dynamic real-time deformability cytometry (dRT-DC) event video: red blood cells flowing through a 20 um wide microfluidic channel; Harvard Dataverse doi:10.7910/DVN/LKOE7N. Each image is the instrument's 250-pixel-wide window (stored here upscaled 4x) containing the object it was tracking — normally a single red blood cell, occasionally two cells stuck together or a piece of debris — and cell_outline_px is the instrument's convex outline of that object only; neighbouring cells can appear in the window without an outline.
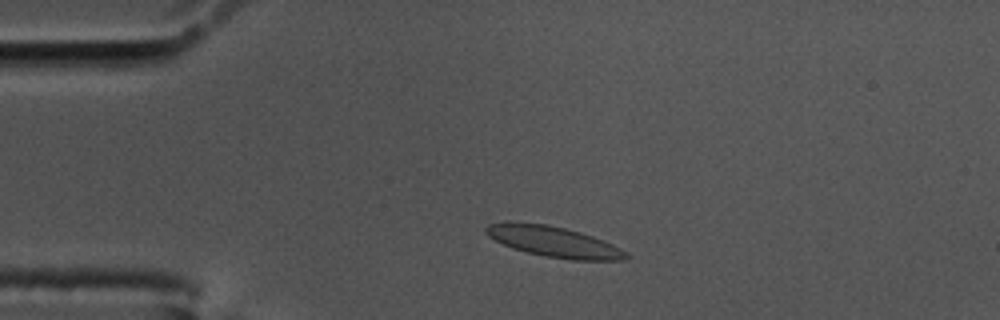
{"species": "common noctule bat (a hibernating species)", "species_latin": "Nyctalus noctula", "temperature_condition": "cold", "stored_images_in_passage": 52, "camera_frame_rate_fps": 3000, "um_per_image_px": 0.085, "animal": {"sex": "male", "body_mass_g": 17.5, "forearm_length_mm": 52.3}, "frame": {"image": 1, "passage_image": 7, "time_ms": 2.0, "image_size_px": [1000, 320], "cell_outline_px": [[632, 256], [624, 260], [572, 260], [544, 256], [512, 248], [488, 236], [484, 232], [484, 228], [488, 224], [504, 220], [516, 220], [548, 224], [580, 232], [592, 236], [612, 244], [628, 252]], "centroid_in_image_um": [47.02, 20.51], "position_along_channel_um": 38.0, "area_um2": 25.49}}
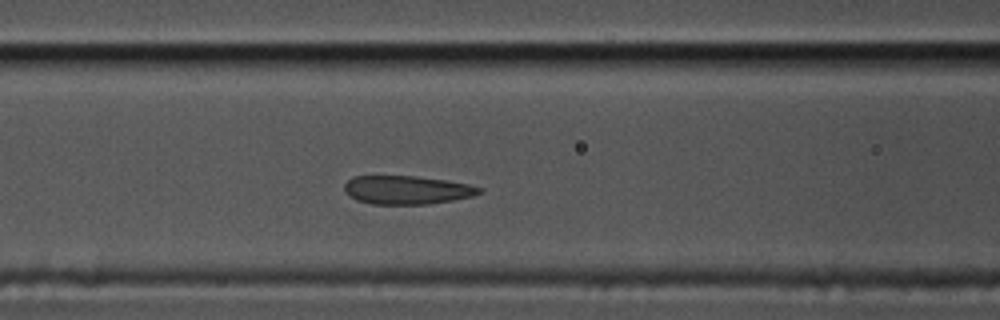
{"frame": {"image": 2, "passage_image": 18, "time_ms": 5.667, "image_size_px": [1000, 320], "cell_outline_px": [[484, 188], [480, 192], [472, 196], [452, 200], [428, 204], [372, 204], [356, 200], [344, 192], [344, 184], [352, 176], [416, 176], [444, 180], [468, 184]], "centroid_in_image_um": [34.55, 16.14], "position_along_channel_um": 132.1, "area_um2": 22.37}}
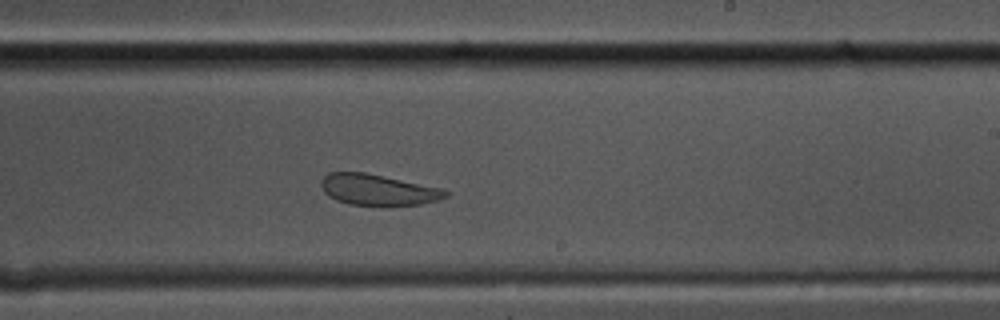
{"frame": {"image": 3, "passage_image": 29, "time_ms": 9.333, "image_size_px": [1000, 320], "cell_outline_px": [[448, 196], [436, 200], [420, 204], [348, 204], [336, 200], [328, 196], [324, 192], [320, 184], [320, 180], [328, 172], [364, 172], [444, 188], [448, 192]], "centroid_in_image_um": [32.1, 16.1], "position_along_channel_um": 256.9, "area_um2": 22.2}}